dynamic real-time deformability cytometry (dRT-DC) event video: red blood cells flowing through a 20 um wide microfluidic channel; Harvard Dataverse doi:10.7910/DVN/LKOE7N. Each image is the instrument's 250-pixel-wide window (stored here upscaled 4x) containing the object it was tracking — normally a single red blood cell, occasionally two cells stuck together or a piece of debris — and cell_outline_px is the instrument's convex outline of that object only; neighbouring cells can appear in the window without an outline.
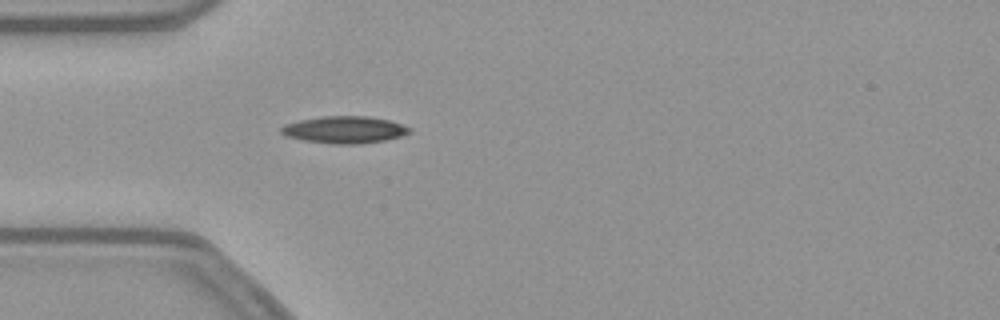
{"species": "common noctule bat (a hibernating species)", "species_latin": "Nyctalus noctula", "temperature_condition": "warm", "stored_images_in_passage": 41, "camera_frame_rate_fps": 3000, "um_per_image_px": 0.085, "animal": {"sex": "female", "body_mass_g": 21.9}, "frame": {"image": 1, "passage_image": 3, "time_ms": 0.667, "image_size_px": [1000, 320], "cell_outline_px": [[412, 132], [400, 136], [384, 140], [360, 144], [332, 144], [304, 140], [284, 136], [280, 132], [280, 128], [284, 124], [300, 120], [324, 116], [368, 116], [388, 120], [412, 128]], "centroid_in_image_um": [29.26, 11.03], "position_along_channel_um": 55.7, "area_um2": 20.23}}
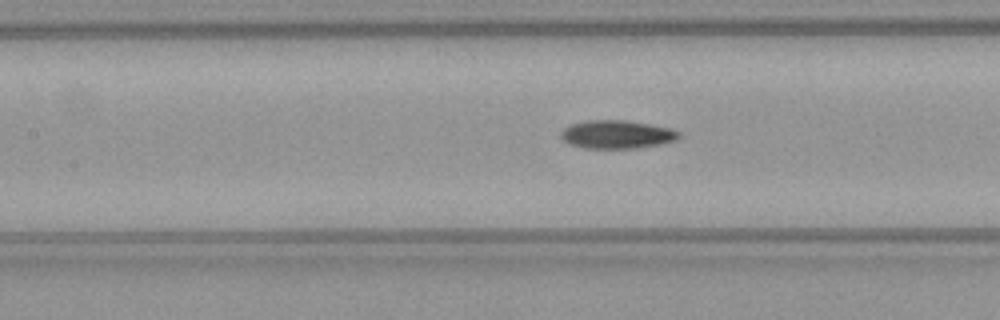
{"frame": {"image": 2, "passage_image": 11, "time_ms": 3.333, "image_size_px": [1000, 320], "cell_outline_px": [[680, 136], [676, 140], [660, 144], [636, 148], [584, 148], [572, 144], [564, 140], [560, 136], [560, 132], [564, 128], [572, 124], [584, 120], [624, 120], [672, 128], [680, 132]], "centroid_in_image_um": [52.44, 11.42], "position_along_channel_um": 155.0, "area_um2": 19.36}}
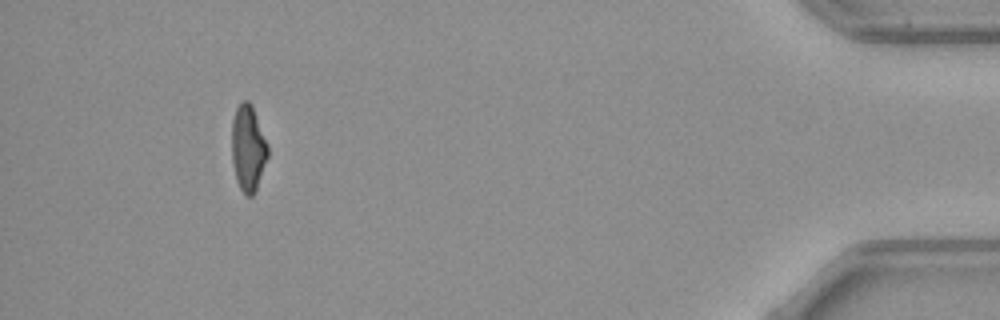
{"frame": {"image": 3, "passage_image": 37, "time_ms": 12.0, "image_size_px": [1000, 320], "cell_outline_px": [[268, 156], [256, 192], [252, 196], [244, 196], [236, 180], [232, 160], [232, 120], [236, 108], [240, 100], [248, 100], [252, 104], [268, 144]], "centroid_in_image_um": [21.09, 12.59], "position_along_channel_um": 414.1, "area_um2": 18.44}, "authors_computed_cell_mechanics": {"area_um2": 19.0162, "velocity_mm_per_s": 3.8303, "shape_relaxation_time_tau1_ms": 8.6484, "shape_relaxation_time_tau2_ms": 5.168, "deformation_change_tau1": 0.2418, "deformation_change_tau2": 0.1361}}